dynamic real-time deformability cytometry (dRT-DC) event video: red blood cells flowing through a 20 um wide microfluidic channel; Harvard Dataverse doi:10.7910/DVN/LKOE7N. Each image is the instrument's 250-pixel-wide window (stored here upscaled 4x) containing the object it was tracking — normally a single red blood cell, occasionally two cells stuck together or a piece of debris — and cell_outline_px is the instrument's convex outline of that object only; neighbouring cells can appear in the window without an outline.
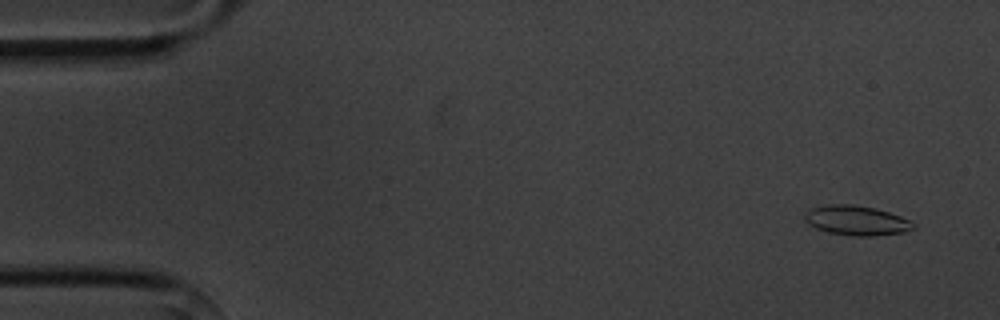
{"species": "common noctule bat (a hibernating species)", "species_latin": "Nyctalus noctula", "temperature_condition": "cold", "stored_images_in_passage": 7, "camera_frame_rate_fps": 3000, "um_per_image_px": 0.085, "animal": {"sex": "male", "body_mass_g": 20.1, "forearm_length_mm": 53.5}, "frame": {"image": 1, "passage_image": 1, "time_ms": 0.0, "image_size_px": [1000, 320], "cell_outline_px": [[916, 228], [904, 232], [872, 236], [852, 236], [828, 232], [816, 228], [808, 224], [804, 220], [804, 216], [812, 208], [828, 204], [852, 204], [876, 208], [900, 216], [916, 224]], "centroid_in_image_um": [72.81, 18.74], "position_along_channel_um": 12.2, "area_um2": 18.79}}
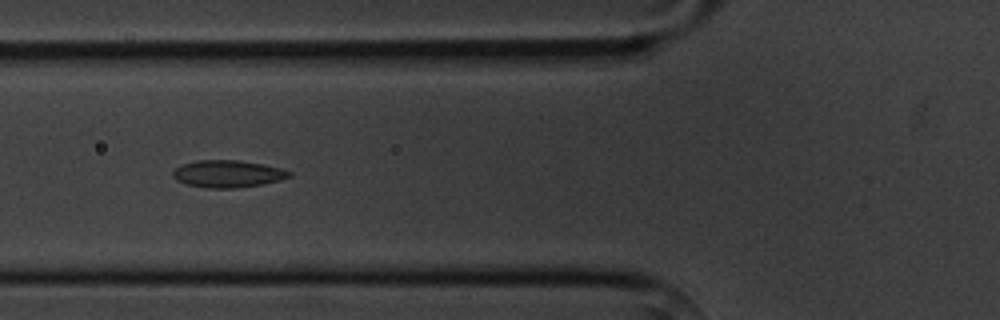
{"frame": {"image": 2, "passage_image": 6, "time_ms": 5.667, "image_size_px": [1000, 320], "cell_outline_px": [[292, 176], [280, 180], [260, 184], [236, 188], [208, 188], [184, 184], [176, 180], [172, 176], [172, 172], [180, 164], [196, 160], [240, 160], [280, 168], [292, 172]], "centroid_in_image_um": [19.31, 14.77], "position_along_channel_um": 106.5, "area_um2": 18.5}}
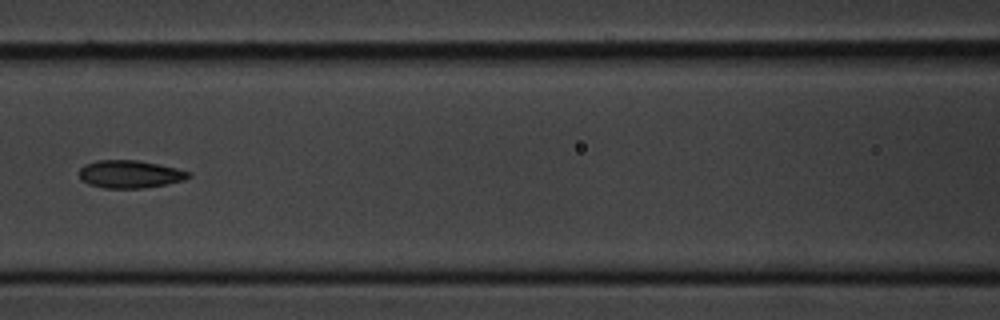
{"frame": {"image": 3, "passage_image": 7, "time_ms": 7.0, "image_size_px": [1000, 320], "cell_outline_px": [[192, 176], [184, 180], [164, 184], [140, 188], [104, 188], [88, 184], [80, 176], [80, 168], [84, 164], [96, 160], [136, 160], [176, 168], [192, 172]], "centroid_in_image_um": [11.05, 14.8], "position_along_channel_um": 155.6, "area_um2": 17.51}}